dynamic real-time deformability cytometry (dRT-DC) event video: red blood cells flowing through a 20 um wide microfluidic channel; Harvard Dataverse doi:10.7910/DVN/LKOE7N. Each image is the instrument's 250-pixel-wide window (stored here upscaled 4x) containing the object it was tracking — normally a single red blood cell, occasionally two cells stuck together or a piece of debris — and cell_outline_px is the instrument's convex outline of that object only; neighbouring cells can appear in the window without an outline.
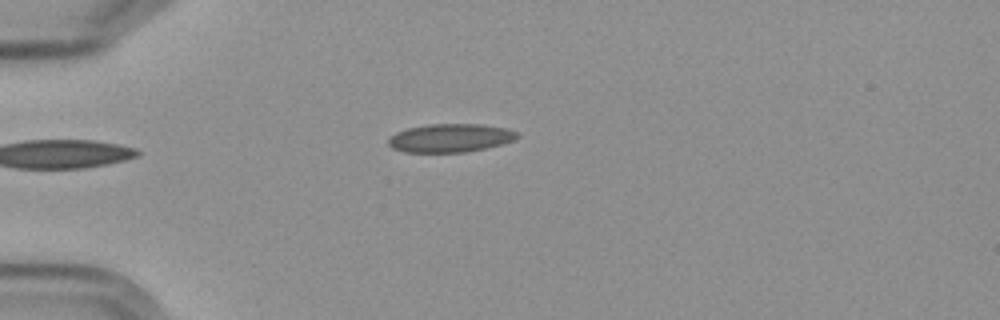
{"species": "Egyptian fruit bat (a non-hibernating species)", "species_latin": "Rousettus aegyptiacus", "temperature_condition": "cold", "stored_images_in_passage": 8, "camera_frame_rate_fps": 3000, "um_per_image_px": 0.085, "frame": {"image": 1, "passage_image": 1, "time_ms": 0.0, "image_size_px": [1000, 320], "cell_outline_px": [[520, 136], [512, 140], [500, 144], [484, 148], [464, 152], [404, 152], [392, 148], [388, 144], [388, 140], [396, 132], [408, 128], [428, 124], [480, 124], [504, 128], [516, 132]], "centroid_in_image_um": [38.23, 11.72], "position_along_channel_um": 46.8, "area_um2": 21.04}}
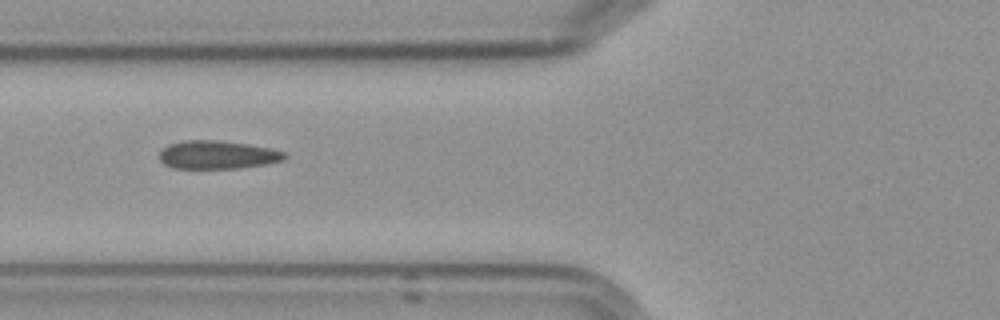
{"frame": {"image": 2, "passage_image": 3, "time_ms": 2.333, "image_size_px": [1000, 320], "cell_outline_px": [[288, 156], [284, 160], [268, 164], [240, 168], [172, 168], [164, 164], [160, 160], [160, 152], [168, 144], [184, 140], [216, 140], [248, 144], [268, 148], [284, 152]], "centroid_in_image_um": [18.49, 13.16], "position_along_channel_um": 107.3, "area_um2": 20.63}}
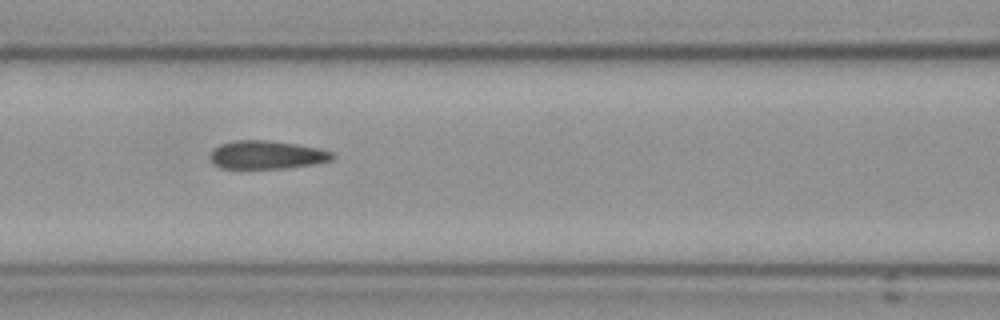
{"frame": {"image": 3, "passage_image": 4, "time_ms": 3.333, "image_size_px": [1000, 320], "cell_outline_px": [[336, 156], [332, 160], [316, 164], [288, 168], [220, 168], [208, 156], [212, 148], [220, 144], [232, 140], [268, 140], [296, 144], [320, 148], [332, 152]], "centroid_in_image_um": [22.68, 13.15], "position_along_channel_um": 143.9, "area_um2": 20.4}}